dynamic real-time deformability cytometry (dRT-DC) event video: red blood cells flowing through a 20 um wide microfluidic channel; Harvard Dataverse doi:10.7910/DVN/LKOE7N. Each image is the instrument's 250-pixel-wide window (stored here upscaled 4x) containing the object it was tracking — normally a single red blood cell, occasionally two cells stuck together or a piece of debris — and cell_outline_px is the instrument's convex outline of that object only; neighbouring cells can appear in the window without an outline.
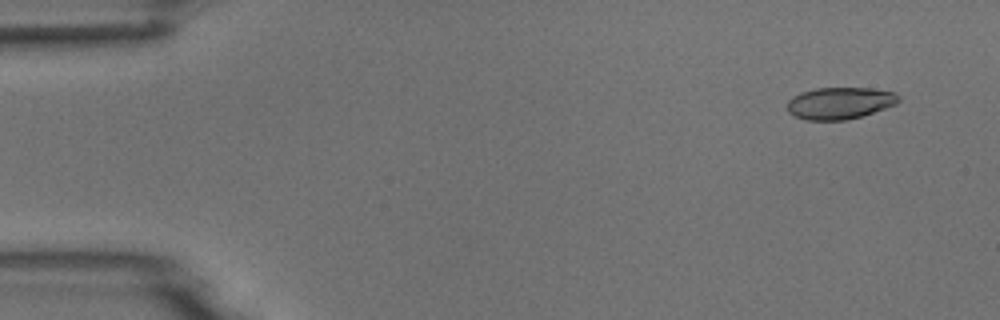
{"species": "common noctule bat (a hibernating species)", "species_latin": "Nyctalus noctula", "temperature_condition": "room temperature", "stored_images_in_passage": 5, "camera_frame_rate_fps": 3000, "um_per_image_px": 0.085, "animal": {"sex": "male", "body_mass_g": 18.8}, "frame": {"image": 1, "passage_image": 1, "time_ms": 0.0, "image_size_px": [1000, 320], "cell_outline_px": [[900, 100], [896, 104], [860, 116], [844, 120], [804, 120], [788, 112], [788, 100], [792, 96], [800, 92], [816, 88], [868, 88], [892, 92], [900, 96]], "centroid_in_image_um": [71.34, 8.76], "position_along_channel_um": 13.7, "area_um2": 20.52}}
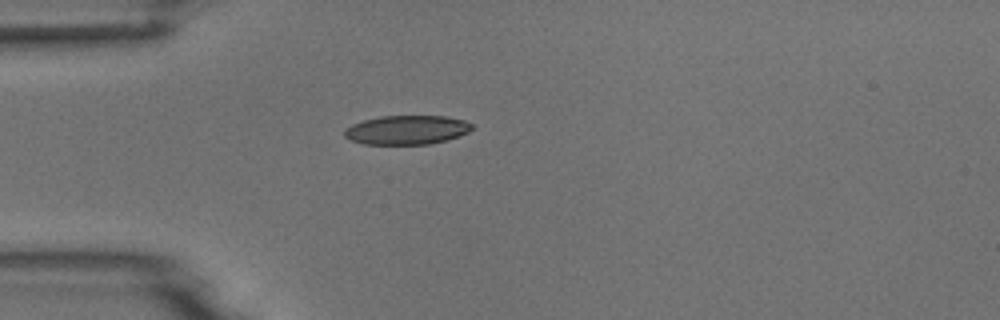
{"frame": {"image": 2, "passage_image": 4, "time_ms": 3.667, "image_size_px": [1000, 320], "cell_outline_px": [[472, 128], [468, 132], [460, 136], [448, 140], [432, 144], [364, 144], [352, 140], [344, 136], [344, 128], [352, 124], [364, 120], [380, 116], [444, 116], [464, 120], [472, 124]], "centroid_in_image_um": [34.58, 11.04], "position_along_channel_um": 50.4, "area_um2": 21.68}}